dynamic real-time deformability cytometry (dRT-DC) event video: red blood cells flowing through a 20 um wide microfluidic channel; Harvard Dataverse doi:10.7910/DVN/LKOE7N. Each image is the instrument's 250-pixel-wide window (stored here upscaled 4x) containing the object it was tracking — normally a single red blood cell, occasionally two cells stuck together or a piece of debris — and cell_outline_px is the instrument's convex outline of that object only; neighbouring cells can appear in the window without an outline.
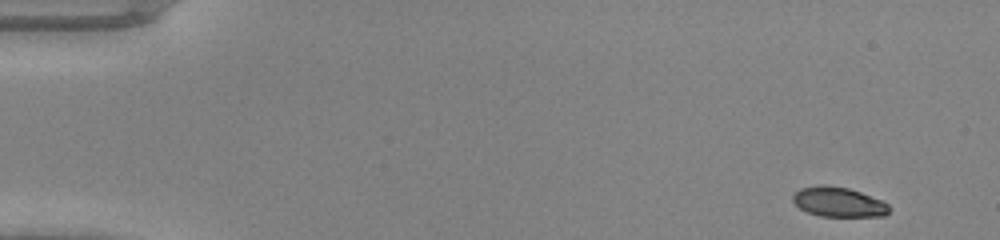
{"species": "common noctule bat (a hibernating species)", "species_latin": "Nyctalus noctula", "temperature_condition": "warm", "stored_images_in_passage": 46, "camera_frame_rate_fps": 3000, "um_per_image_px": 0.085, "animal": {"sex": "male", "body_mass_g": 20.0, "forearm_length_mm": 53.3}, "frame": {"image": 1, "passage_image": 1, "time_ms": 0.0, "image_size_px": [1000, 240], "cell_outline_px": [[892, 208], [884, 216], [820, 216], [808, 212], [800, 208], [792, 200], [792, 196], [800, 188], [816, 184], [824, 184], [848, 188], [884, 200]], "centroid_in_image_um": [71.29, 17.16], "position_along_channel_um": 13.7, "area_um2": 16.88}}
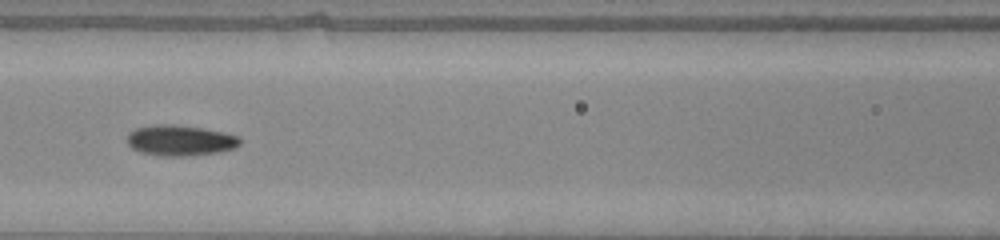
{"frame": {"image": 2, "passage_image": 20, "time_ms": 6.333, "image_size_px": [1000, 240], "cell_outline_px": [[240, 144], [236, 148], [216, 152], [184, 156], [164, 156], [140, 152], [132, 148], [128, 144], [128, 132], [136, 128], [152, 124], [172, 124], [200, 128], [224, 132], [240, 136]], "centroid_in_image_um": [15.31, 11.93], "position_along_channel_um": 151.3, "area_um2": 20.11}}
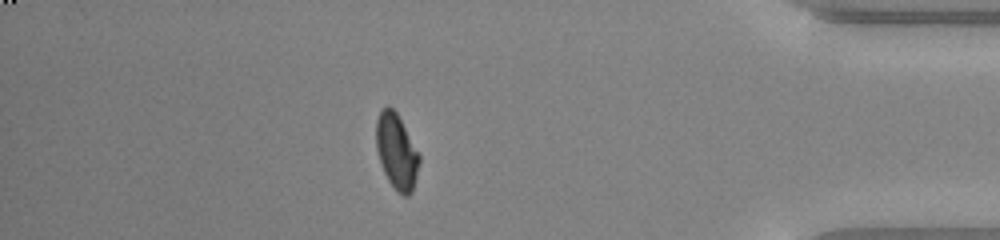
{"frame": {"image": 3, "passage_image": 40, "time_ms": 13.0, "image_size_px": [1000, 240], "cell_outline_px": [[420, 160], [412, 192], [408, 196], [404, 196], [396, 192], [388, 180], [384, 172], [376, 148], [376, 120], [380, 108], [388, 104], [396, 112], [420, 156]], "centroid_in_image_um": [33.69, 12.87], "position_along_channel_um": 401.5, "area_um2": 18.84}}